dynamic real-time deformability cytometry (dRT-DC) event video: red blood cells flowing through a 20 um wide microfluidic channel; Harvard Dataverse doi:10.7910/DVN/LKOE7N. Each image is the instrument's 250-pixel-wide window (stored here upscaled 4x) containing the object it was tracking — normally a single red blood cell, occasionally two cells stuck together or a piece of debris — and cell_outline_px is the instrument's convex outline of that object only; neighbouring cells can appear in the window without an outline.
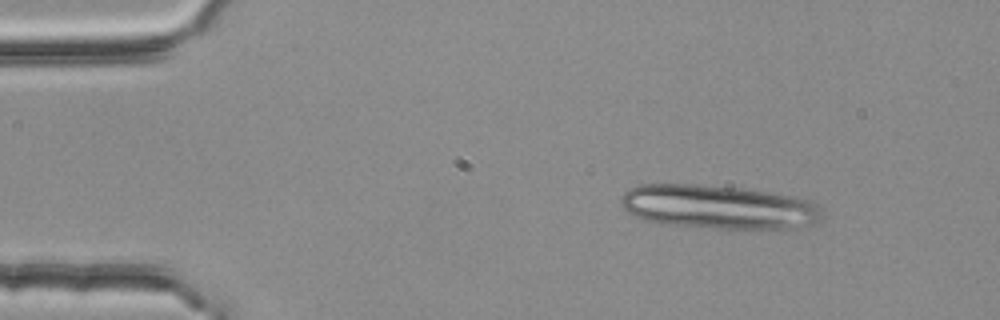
{"species": "common noctule bat (a hibernating species)", "species_latin": "Nyctalus noctula", "temperature_condition": "room temperature", "stored_images_in_passage": 3, "camera_frame_rate_fps": 3000, "um_per_image_px": 0.085, "animal": {"sex": "female", "body_mass_g": 25.1}, "frame": {"image": 1, "passage_image": 1, "time_ms": 0.0, "image_size_px": [1000, 320], "cell_outline_px": [[824, 220], [812, 224], [796, 228], [712, 228], [672, 224], [644, 220], [628, 212], [624, 208], [620, 200], [620, 196], [624, 192], [640, 184], [696, 184], [740, 188], [792, 196], [808, 200], [820, 208], [824, 216]], "centroid_in_image_um": [61.08, 17.59], "position_along_channel_um": 23.9, "area_um2": 51.15}}